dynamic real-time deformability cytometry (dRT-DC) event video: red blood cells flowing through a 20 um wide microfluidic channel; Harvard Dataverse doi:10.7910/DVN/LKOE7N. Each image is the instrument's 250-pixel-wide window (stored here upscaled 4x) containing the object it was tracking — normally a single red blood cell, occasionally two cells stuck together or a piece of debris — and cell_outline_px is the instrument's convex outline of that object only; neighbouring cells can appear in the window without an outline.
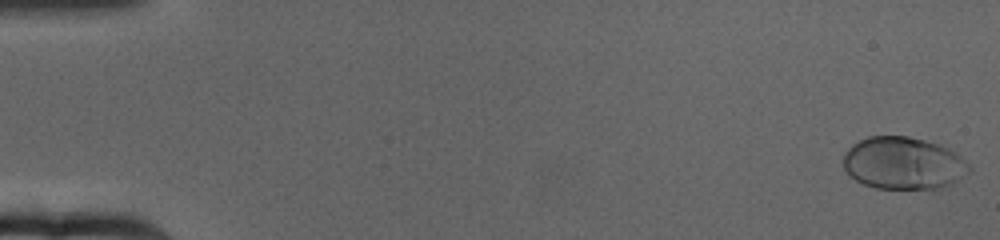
{"species": "human", "species_latin": "Homo sapiens", "temperature_condition": "cold", "stored_images_in_passage": 65, "camera_frame_rate_fps": 3000, "um_per_image_px": 0.085, "donor": {"sex": "female"}, "frame": {"image": 1, "passage_image": 1, "time_ms": 0.0, "image_size_px": [1000, 240], "cell_outline_px": [[972, 168], [968, 172], [952, 184], [936, 188], [876, 188], [864, 184], [848, 176], [844, 168], [844, 152], [852, 144], [868, 136], [908, 136], [940, 144], [956, 152]], "centroid_in_image_um": [76.77, 13.86], "position_along_channel_um": 8.2, "area_um2": 38.38}}
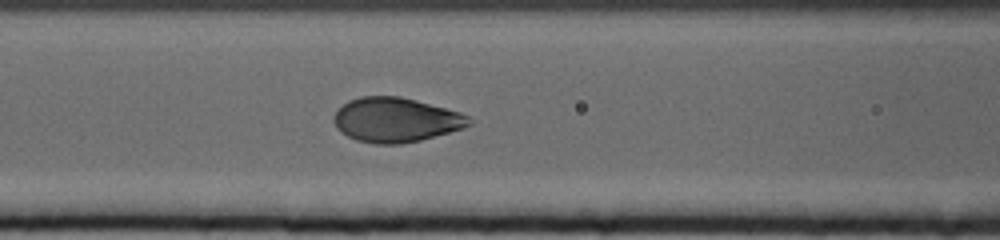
{"frame": {"image": 2, "passage_image": 28, "time_ms": 9.0, "image_size_px": [1000, 240], "cell_outline_px": [[472, 124], [464, 128], [420, 140], [400, 144], [376, 144], [356, 140], [340, 132], [336, 128], [332, 120], [332, 116], [348, 100], [360, 96], [400, 96], [416, 100], [460, 112], [468, 116]], "centroid_in_image_um": [33.61, 10.19], "position_along_channel_um": 133.0, "area_um2": 35.14}}
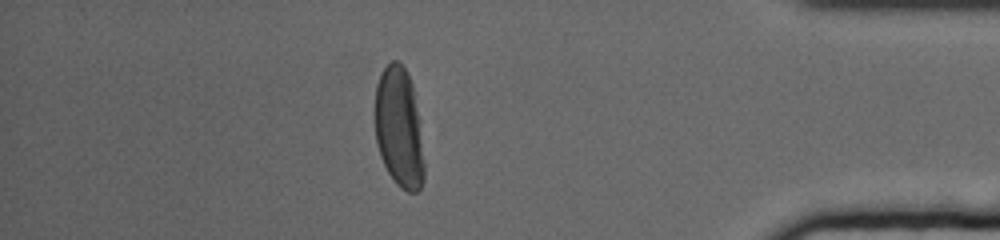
{"frame": {"image": 3, "passage_image": 57, "time_ms": 18.667, "image_size_px": [1000, 240], "cell_outline_px": [[424, 180], [420, 188], [416, 192], [408, 192], [400, 188], [396, 184], [388, 172], [380, 156], [376, 144], [376, 84], [384, 68], [392, 60], [396, 60], [404, 68], [412, 84], [424, 164]], "centroid_in_image_um": [33.9, 10.91], "position_along_channel_um": 401.3, "area_um2": 33.7}, "authors_computed_cell_mechanics": {"area_um2": 35.6626, "velocity_mm_per_s": 3.1285, "shape_relaxation_time_tau1_ms": 6.1469, "shape_relaxation_time_tau2_ms": null, "deformation_change_tau1": 0.2087, "deformation_change_tau2": null}}